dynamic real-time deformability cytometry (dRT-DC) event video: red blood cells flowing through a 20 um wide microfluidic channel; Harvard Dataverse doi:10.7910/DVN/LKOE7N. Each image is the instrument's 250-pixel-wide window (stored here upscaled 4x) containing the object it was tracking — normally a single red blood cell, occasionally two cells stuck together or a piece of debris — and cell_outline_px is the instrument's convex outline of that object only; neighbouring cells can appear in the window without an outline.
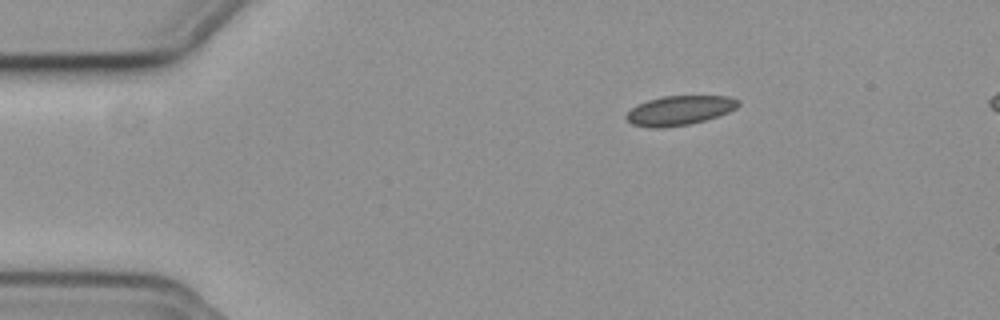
{"species": "common noctule bat (a hibernating species)", "species_latin": "Nyctalus noctula", "temperature_condition": "cold", "stored_images_in_passage": 48, "segment_of_instrument_passage": [1, 2], "camera_frame_rate_fps": 3000, "um_per_image_px": 0.085, "animal": {"sex": "female", "body_mass_g": 19.3, "forearm_length_mm": 54.1}, "frame": {"image": 1, "passage_image": 1, "time_ms": 0.0, "image_size_px": [1000, 320], "cell_outline_px": [[740, 104], [736, 108], [728, 112], [704, 120], [688, 124], [660, 128], [648, 128], [632, 124], [624, 116], [636, 104], [648, 100], [664, 96], [728, 96], [740, 100]], "centroid_in_image_um": [57.74, 9.38], "position_along_channel_um": 27.3, "area_um2": 19.13}}
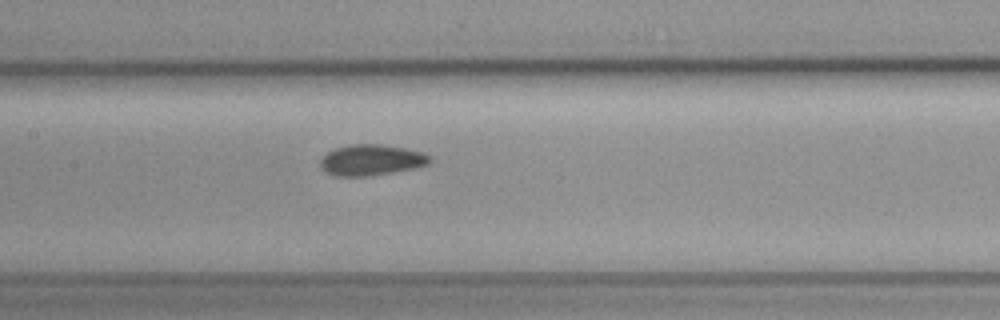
{"frame": {"image": 2, "passage_image": 18, "time_ms": 5.667, "image_size_px": [1000, 320], "cell_outline_px": [[432, 160], [428, 164], [412, 168], [392, 172], [364, 176], [336, 176], [320, 168], [320, 160], [328, 152], [336, 148], [352, 144], [380, 144], [404, 148], [424, 152]], "centroid_in_image_um": [31.55, 13.59], "position_along_channel_um": 175.8, "area_um2": 19.42}}
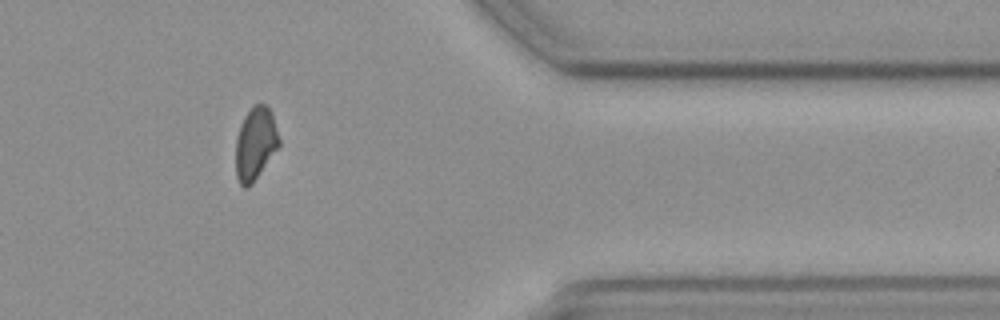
{"frame": {"image": 3, "passage_image": 37, "time_ms": 12.0, "image_size_px": [1000, 320], "cell_outline_px": [[280, 144], [252, 184], [248, 188], [244, 188], [240, 184], [236, 176], [236, 136], [240, 124], [244, 116], [256, 104], [264, 104], [272, 112], [280, 140]], "centroid_in_image_um": [21.7, 12.21], "position_along_channel_um": 389.7, "area_um2": 18.26}}